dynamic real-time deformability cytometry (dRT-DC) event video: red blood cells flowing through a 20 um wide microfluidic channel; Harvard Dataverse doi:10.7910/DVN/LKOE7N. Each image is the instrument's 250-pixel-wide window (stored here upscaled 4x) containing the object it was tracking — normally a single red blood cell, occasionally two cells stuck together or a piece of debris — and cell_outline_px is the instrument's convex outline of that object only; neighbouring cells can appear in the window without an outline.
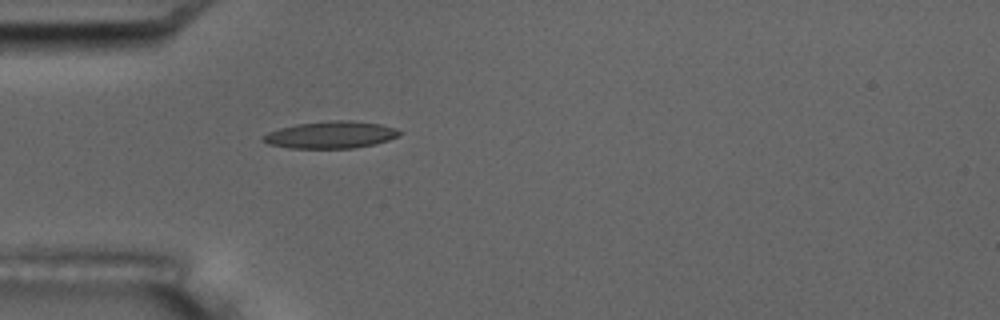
{"species": "common noctule bat (a hibernating species)", "species_latin": "Nyctalus noctula", "temperature_condition": "room temperature", "stored_images_in_passage": 4, "camera_frame_rate_fps": 3000, "um_per_image_px": 0.085, "animal": {"sex": "male", "body_mass_g": 17.5, "forearm_length_mm": 52.3}, "frame": {"image": 1, "passage_image": 4, "time_ms": 3.333, "image_size_px": [1000, 320], "cell_outline_px": [[404, 132], [400, 136], [376, 144], [352, 148], [288, 148], [268, 144], [260, 140], [260, 136], [268, 132], [280, 128], [296, 124], [328, 120], [352, 120], [380, 124], [396, 128]], "centroid_in_image_um": [28.12, 11.45], "position_along_channel_um": 56.9, "area_um2": 21.85}}